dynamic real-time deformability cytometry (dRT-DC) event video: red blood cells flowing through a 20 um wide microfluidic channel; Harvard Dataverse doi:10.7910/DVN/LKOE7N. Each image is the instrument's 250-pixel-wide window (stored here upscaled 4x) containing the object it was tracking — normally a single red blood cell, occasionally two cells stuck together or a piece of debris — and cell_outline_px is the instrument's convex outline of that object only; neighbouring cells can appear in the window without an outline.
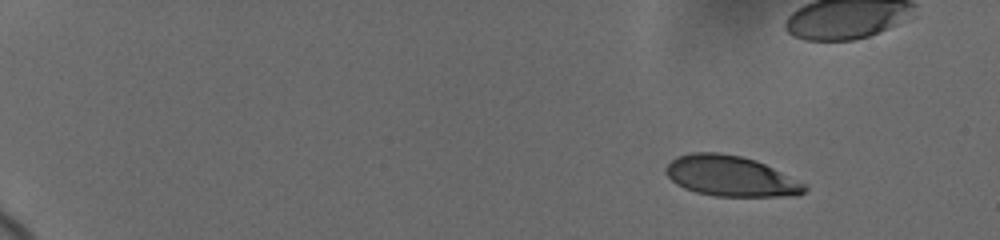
{"species": "human", "species_latin": "Homo sapiens", "temperature_condition": "cold", "stored_images_in_passage": 20, "camera_frame_rate_fps": 3000, "um_per_image_px": 0.085, "donor": {"sex": "female"}, "frame": {"image": 1, "passage_image": 6, "time_ms": 2.333, "image_size_px": [1000, 240], "cell_outline_px": [[808, 188], [804, 192], [796, 196], [716, 196], [696, 192], [684, 188], [676, 184], [664, 172], [664, 168], [676, 156], [688, 152], [720, 152], [740, 156], [756, 160], [808, 184]], "centroid_in_image_um": [62.11, 14.96], "position_along_channel_um": 22.9, "area_um2": 33.0}}
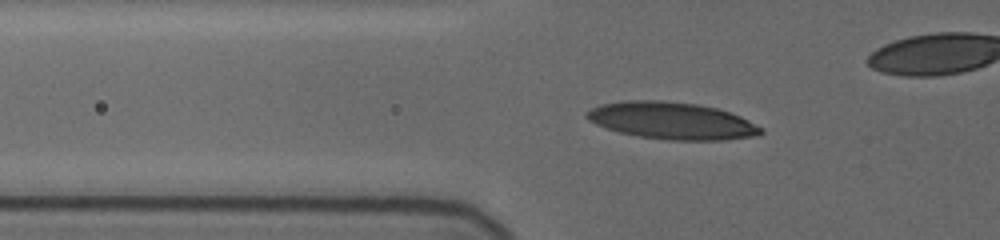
{"frame": {"image": 2, "passage_image": 17, "time_ms": 7.333, "image_size_px": [1000, 240], "cell_outline_px": [[764, 132], [760, 136], [724, 140], [668, 140], [640, 136], [620, 132], [596, 124], [588, 120], [584, 116], [584, 112], [600, 104], [624, 100], [660, 100], [696, 104], [716, 108], [740, 116], [764, 128]], "centroid_in_image_um": [57.12, 10.26], "position_along_channel_um": 68.7, "area_um2": 37.74}}